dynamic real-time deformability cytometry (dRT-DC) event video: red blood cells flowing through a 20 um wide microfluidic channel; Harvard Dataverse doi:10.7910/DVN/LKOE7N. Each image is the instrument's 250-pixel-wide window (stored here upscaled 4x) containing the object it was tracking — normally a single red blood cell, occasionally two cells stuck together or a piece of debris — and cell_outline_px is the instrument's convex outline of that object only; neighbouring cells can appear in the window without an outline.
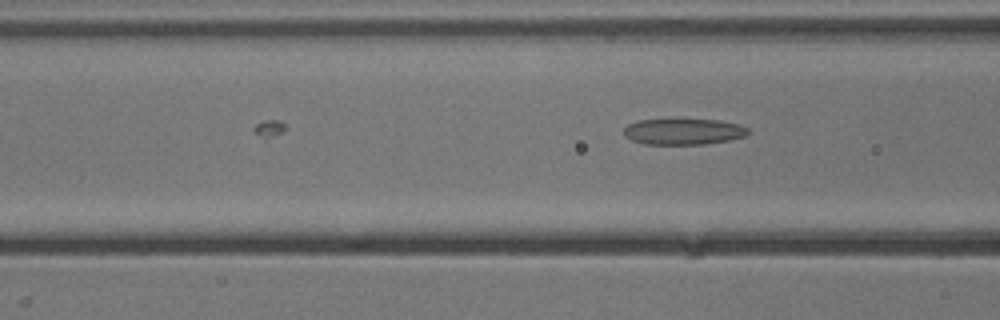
{"species": "common noctule bat (a hibernating species)", "species_latin": "Nyctalus noctula", "temperature_condition": "cold", "stored_images_in_passage": 9, "camera_frame_rate_fps": 3000, "um_per_image_px": 0.085, "animal": {"sex": "male", "body_mass_g": 13.3}, "frame": {"image": 1, "passage_image": 9, "time_ms": 2.667, "image_size_px": [1000, 320], "cell_outline_px": [[748, 132], [744, 136], [728, 140], [704, 144], [644, 144], [632, 140], [624, 136], [624, 128], [628, 124], [636, 120], [720, 120], [740, 124], [748, 128]], "centroid_in_image_um": [58.07, 11.18], "position_along_channel_um": 108.5, "area_um2": 18.73}}